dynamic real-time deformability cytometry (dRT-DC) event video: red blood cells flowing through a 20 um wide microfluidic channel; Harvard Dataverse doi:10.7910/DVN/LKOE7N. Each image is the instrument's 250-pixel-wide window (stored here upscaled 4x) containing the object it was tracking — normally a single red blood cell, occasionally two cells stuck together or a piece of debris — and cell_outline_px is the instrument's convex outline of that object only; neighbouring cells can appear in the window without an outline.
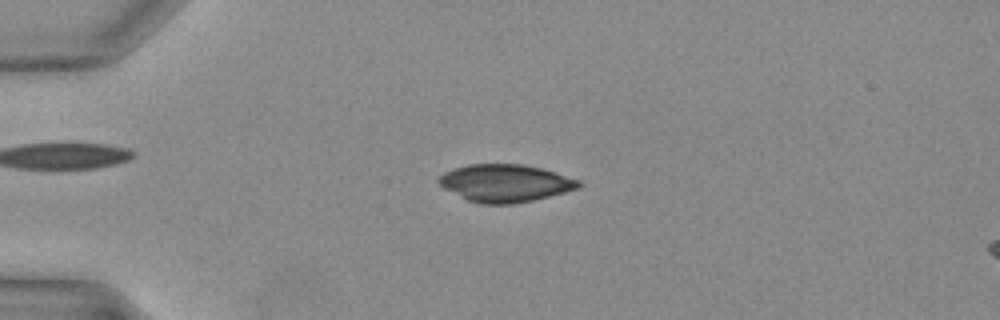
{"species": "Egyptian fruit bat (a non-hibernating species)", "species_latin": "Rousettus aegyptiacus", "temperature_condition": "warm", "stored_images_in_passage": 32, "camera_frame_rate_fps": 3000, "um_per_image_px": 0.085, "animal": {"sex": "female"}, "frame": {"image": 1, "passage_image": 3, "time_ms": 0.667, "image_size_px": [1000, 320], "cell_outline_px": [[580, 188], [532, 200], [512, 204], [480, 204], [468, 200], [444, 188], [436, 180], [444, 172], [452, 168], [468, 164], [520, 164], [540, 168], [556, 172], [580, 180]], "centroid_in_image_um": [42.92, 15.56], "position_along_channel_um": 42.1, "area_um2": 30.46}}
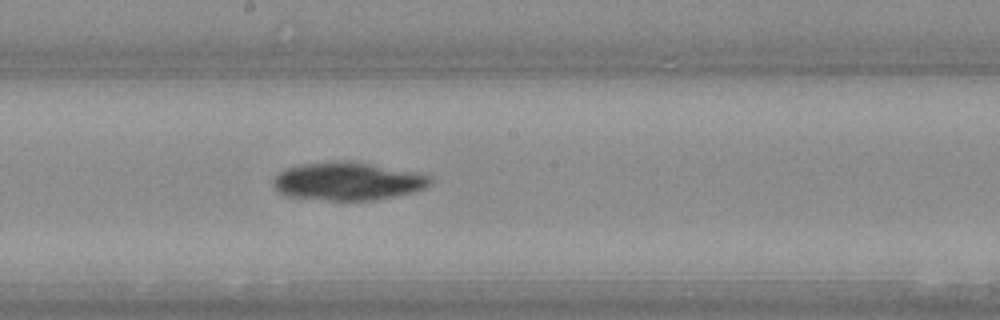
{"frame": {"image": 2, "passage_image": 15, "time_ms": 4.667, "image_size_px": [1000, 320], "cell_outline_px": [[432, 180], [424, 188], [416, 192], [376, 200], [328, 200], [288, 196], [280, 192], [272, 184], [272, 180], [280, 172], [288, 168], [300, 164], [336, 160], [348, 160], [428, 176]], "centroid_in_image_um": [29.5, 15.41], "position_along_channel_um": 218.7, "area_um2": 34.28}}
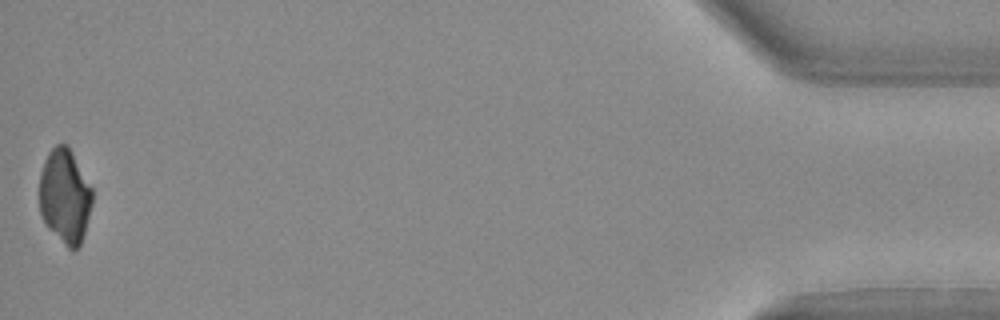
{"frame": {"image": 3, "passage_image": 32, "time_ms": 10.333, "image_size_px": [1000, 320], "cell_outline_px": [[92, 204], [84, 232], [80, 244], [72, 252], [48, 228], [40, 212], [40, 172], [44, 160], [48, 152], [56, 144], [64, 144], [72, 152], [92, 188]], "centroid_in_image_um": [5.51, 16.67], "position_along_channel_um": 429.7, "area_um2": 28.84}}